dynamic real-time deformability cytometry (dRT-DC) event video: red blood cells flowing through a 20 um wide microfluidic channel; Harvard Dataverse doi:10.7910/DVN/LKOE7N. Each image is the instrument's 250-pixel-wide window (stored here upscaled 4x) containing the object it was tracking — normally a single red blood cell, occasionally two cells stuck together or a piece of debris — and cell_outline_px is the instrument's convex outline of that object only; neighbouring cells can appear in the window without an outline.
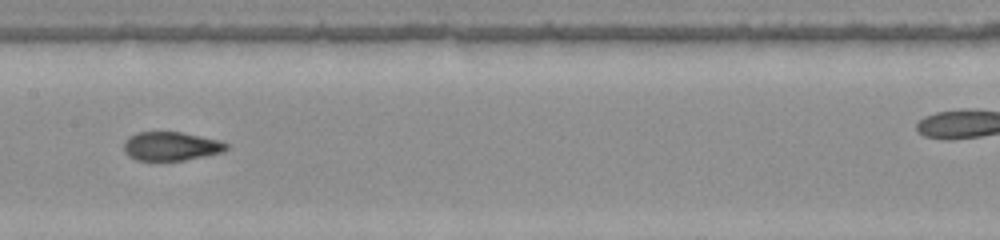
{"species": "common noctule bat (a hibernating species)", "species_latin": "Nyctalus noctula", "temperature_condition": "warm", "stored_images_in_passage": 44, "camera_frame_rate_fps": 3000, "um_per_image_px": 0.085, "animal": {"sex": "female", "body_mass_g": 22.0, "forearm_length_mm": 56.7}, "frame": {"image": 1, "passage_image": 26, "time_ms": 8.333, "image_size_px": [1000, 240], "cell_outline_px": [[228, 148], [224, 152], [184, 160], [136, 160], [128, 156], [124, 152], [124, 140], [128, 136], [136, 132], [180, 132], [220, 140], [228, 144]], "centroid_in_image_um": [14.52, 12.42], "position_along_channel_um": 192.9, "area_um2": 17.28}}
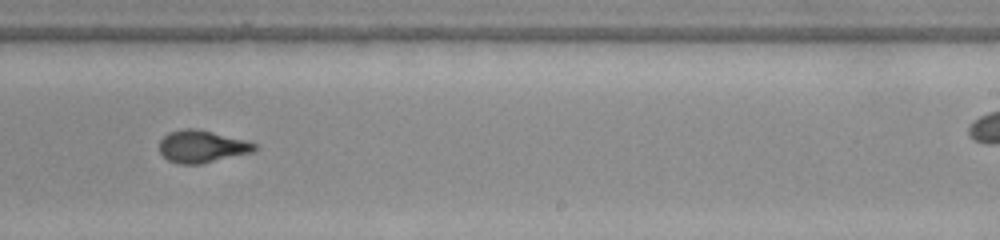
{"frame": {"image": 2, "passage_image": 32, "time_ms": 10.333, "image_size_px": [1000, 240], "cell_outline_px": [[256, 152], [200, 164], [180, 164], [168, 160], [160, 152], [160, 140], [168, 132], [184, 128], [196, 128], [248, 140], [256, 144]], "centroid_in_image_um": [17.2, 12.44], "position_along_channel_um": 271.8, "area_um2": 18.15}}
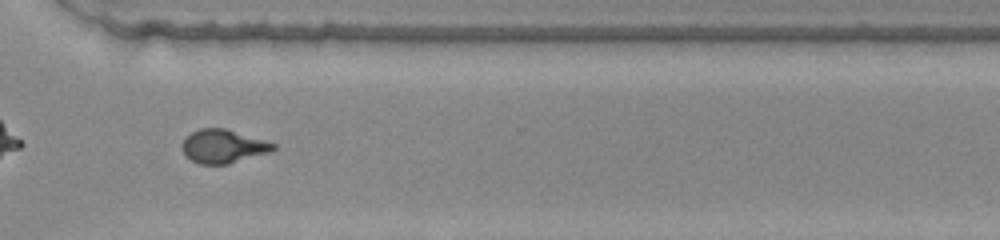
{"frame": {"image": 3, "passage_image": 38, "time_ms": 12.333, "image_size_px": [1000, 240], "cell_outline_px": [[276, 148], [272, 152], [228, 164], [200, 164], [184, 156], [180, 148], [180, 144], [184, 136], [200, 128], [224, 128], [264, 140], [276, 144]], "centroid_in_image_um": [18.92, 12.44], "position_along_channel_um": 351.7, "area_um2": 18.09}}